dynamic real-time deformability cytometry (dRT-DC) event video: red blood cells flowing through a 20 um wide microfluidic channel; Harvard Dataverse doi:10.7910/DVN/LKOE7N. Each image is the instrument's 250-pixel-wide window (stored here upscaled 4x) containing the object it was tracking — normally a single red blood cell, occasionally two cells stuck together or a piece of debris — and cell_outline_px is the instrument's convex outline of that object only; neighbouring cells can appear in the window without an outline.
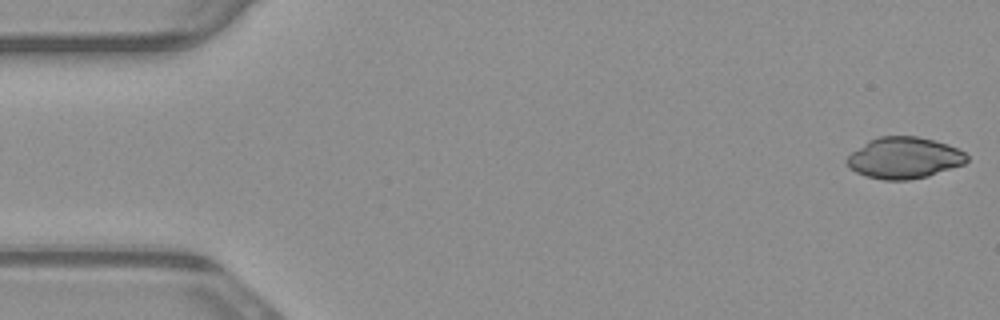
{"species": "common noctule bat (a hibernating species)", "species_latin": "Nyctalus noctula", "temperature_condition": "warm", "stored_images_in_passage": 9, "camera_frame_rate_fps": 3000, "um_per_image_px": 0.085, "animal": {"sex": "male", "body_mass_g": 23.1, "forearm_length_mm": 52.7}, "frame": {"image": 1, "passage_image": 1, "time_ms": 0.0, "image_size_px": [1000, 320], "cell_outline_px": [[968, 160], [964, 164], [928, 176], [908, 180], [884, 180], [868, 176], [856, 172], [844, 160], [852, 152], [868, 140], [880, 136], [916, 136], [936, 140], [948, 144], [964, 152], [968, 156]], "centroid_in_image_um": [76.87, 13.41], "position_along_channel_um": 8.1, "area_um2": 28.84}}